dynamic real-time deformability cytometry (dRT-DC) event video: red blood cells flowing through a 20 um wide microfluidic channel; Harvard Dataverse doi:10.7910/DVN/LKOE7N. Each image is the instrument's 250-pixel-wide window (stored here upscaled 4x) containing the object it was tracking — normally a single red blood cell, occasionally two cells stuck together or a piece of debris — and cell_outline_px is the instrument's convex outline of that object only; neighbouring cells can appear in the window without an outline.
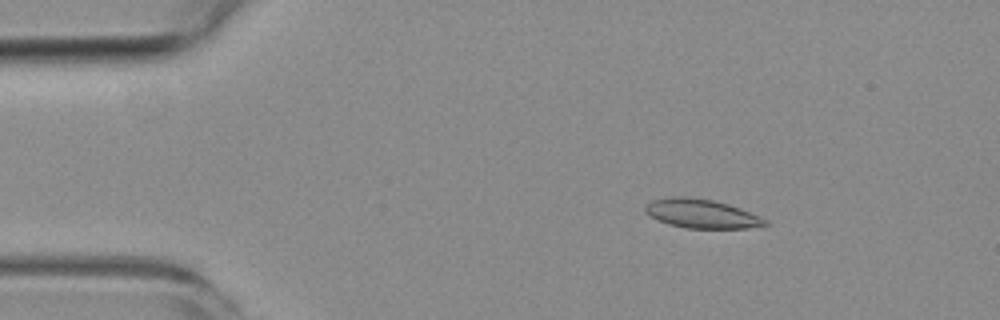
{"species": "common noctule bat (a hibernating species)", "species_latin": "Nyctalus noctula", "temperature_condition": "room temperature", "stored_images_in_passage": 3, "camera_frame_rate_fps": 3000, "um_per_image_px": 0.085, "animal": {"sex": "female", "body_mass_g": 19.3, "forearm_length_mm": 54.1}, "frame": {"image": 1, "passage_image": 1, "time_ms": 0.0, "image_size_px": [1000, 320], "cell_outline_px": [[768, 224], [748, 228], [684, 228], [668, 224], [648, 216], [644, 212], [644, 208], [652, 200], [672, 196], [688, 196], [712, 200], [728, 204], [740, 208], [768, 220]], "centroid_in_image_um": [59.59, 18.16], "position_along_channel_um": 25.4, "area_um2": 20.29}}